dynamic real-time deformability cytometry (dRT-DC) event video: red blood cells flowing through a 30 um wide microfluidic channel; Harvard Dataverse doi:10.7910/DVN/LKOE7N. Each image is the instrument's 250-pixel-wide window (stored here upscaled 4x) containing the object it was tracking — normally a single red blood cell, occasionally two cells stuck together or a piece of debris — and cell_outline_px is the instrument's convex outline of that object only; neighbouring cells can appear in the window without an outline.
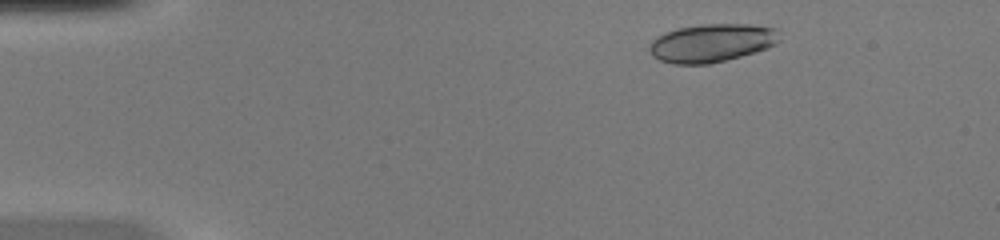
{"species": "common noctule bat (a hibernating species)", "species_latin": "Nyctalus noctula", "temperature_condition": "warm", "stored_images_in_passage": 44, "camera_frame_rate_fps": 3000, "um_per_image_px": 0.085, "animal": {"sex": "female", "body_mass_g": 20.0, "forearm_length_mm": 54.0}, "frame": {"image": 1, "passage_image": 2, "time_ms": 0.333, "image_size_px": [1000, 240], "cell_outline_px": [[780, 40], [776, 44], [768, 48], [756, 52], [708, 64], [672, 64], [660, 60], [652, 56], [648, 48], [652, 40], [656, 36], [676, 28], [704, 24], [748, 24], [776, 28]], "centroid_in_image_um": [60.48, 3.65], "position_along_channel_um": 24.5, "area_um2": 29.07}}